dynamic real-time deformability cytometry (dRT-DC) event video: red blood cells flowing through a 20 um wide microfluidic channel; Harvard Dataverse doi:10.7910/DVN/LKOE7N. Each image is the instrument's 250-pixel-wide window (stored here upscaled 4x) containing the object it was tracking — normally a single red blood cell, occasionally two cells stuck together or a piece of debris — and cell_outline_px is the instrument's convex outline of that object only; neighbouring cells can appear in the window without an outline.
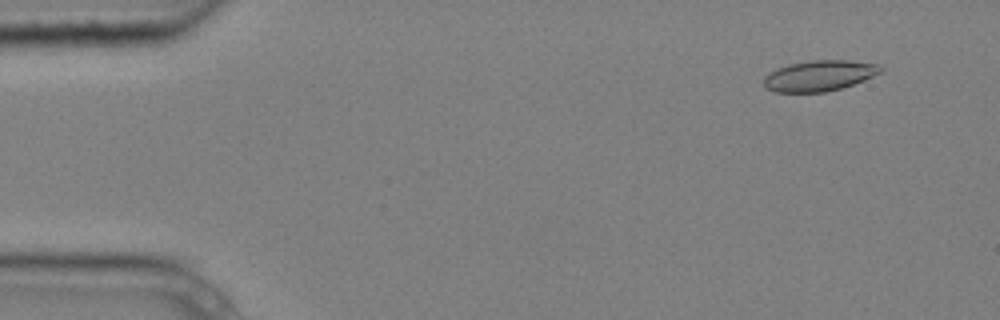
{"species": "common noctule bat (a hibernating species)", "species_latin": "Nyctalus noctula", "temperature_condition": "cold", "stored_images_in_passage": 4, "camera_frame_rate_fps": 3000, "um_per_image_px": 0.085, "animal": {"sex": "male", "body_mass_g": 20.4}, "frame": {"image": 1, "passage_image": 1, "time_ms": 0.0, "image_size_px": [1000, 320], "cell_outline_px": [[884, 68], [880, 72], [864, 80], [840, 88], [824, 92], [776, 92], [764, 88], [764, 76], [776, 68], [788, 64], [812, 60], [848, 60], [880, 64]], "centroid_in_image_um": [69.62, 6.42], "position_along_channel_um": 15.4, "area_um2": 20.92}}
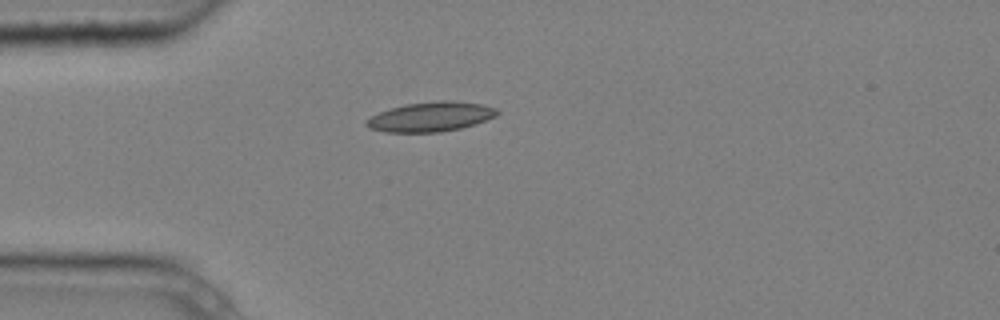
{"frame": {"image": 2, "passage_image": 4, "time_ms": 1.0, "image_size_px": [1000, 320], "cell_outline_px": [[500, 112], [496, 116], [460, 128], [440, 132], [384, 132], [368, 128], [364, 124], [372, 116], [380, 112], [404, 104], [440, 100], [452, 100], [480, 104], [496, 108]], "centroid_in_image_um": [36.6, 9.92], "position_along_channel_um": 48.4, "area_um2": 22.37}}